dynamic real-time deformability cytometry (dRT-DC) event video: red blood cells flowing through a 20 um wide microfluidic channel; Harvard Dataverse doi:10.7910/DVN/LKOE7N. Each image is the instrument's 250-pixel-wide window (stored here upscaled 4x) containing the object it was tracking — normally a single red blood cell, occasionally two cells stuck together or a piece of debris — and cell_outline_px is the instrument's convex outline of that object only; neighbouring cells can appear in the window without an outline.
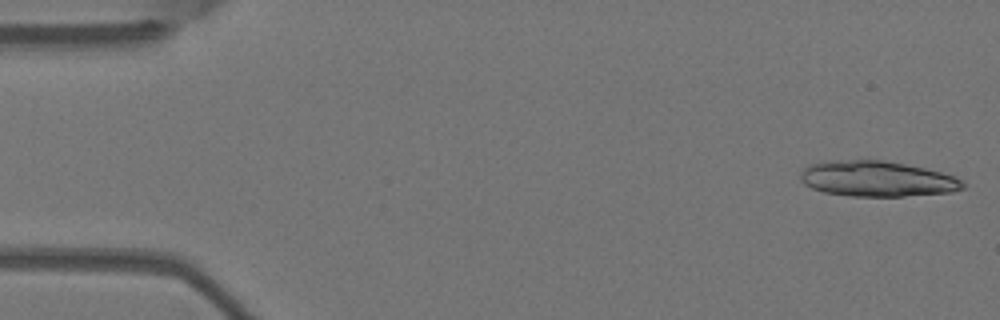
{"species": "Egyptian fruit bat (a non-hibernating species)", "species_latin": "Rousettus aegyptiacus", "temperature_condition": "warm", "stored_images_in_passage": 4, "camera_frame_rate_fps": 3000, "um_per_image_px": 0.085, "animal": {"sex": "female"}, "frame": {"image": 1, "passage_image": 1, "time_ms": 0.0, "image_size_px": [1000, 320], "cell_outline_px": [[964, 188], [952, 192], [904, 196], [848, 196], [824, 192], [812, 188], [804, 184], [800, 180], [800, 172], [808, 164], [832, 160], [884, 160], [924, 168], [940, 172], [952, 176], [960, 180], [964, 184]], "centroid_in_image_um": [74.49, 15.2], "position_along_channel_um": 10.5, "area_um2": 33.58}}